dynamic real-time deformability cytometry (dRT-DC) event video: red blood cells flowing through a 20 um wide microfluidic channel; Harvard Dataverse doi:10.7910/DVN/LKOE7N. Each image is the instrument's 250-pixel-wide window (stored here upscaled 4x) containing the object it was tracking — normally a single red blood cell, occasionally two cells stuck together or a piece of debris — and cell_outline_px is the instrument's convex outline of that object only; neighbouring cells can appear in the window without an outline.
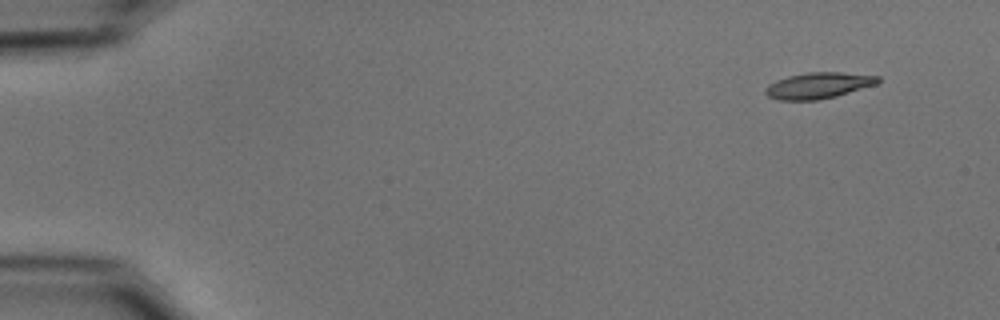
{"species": "common noctule bat (a hibernating species)", "species_latin": "Nyctalus noctula", "temperature_condition": "cold", "stored_images_in_passage": 51, "camera_frame_rate_fps": 3000, "um_per_image_px": 0.085, "animal": {"sex": "male", "body_mass_g": 15.6}, "frame": {"image": 1, "passage_image": 1, "time_ms": 0.0, "image_size_px": [1000, 320], "cell_outline_px": [[880, 80], [876, 84], [836, 96], [816, 100], [780, 100], [768, 96], [764, 92], [764, 88], [768, 84], [776, 80], [788, 76], [808, 72], [840, 72], [880, 76]], "centroid_in_image_um": [69.53, 7.26], "position_along_channel_um": 15.5, "area_um2": 17.05}}
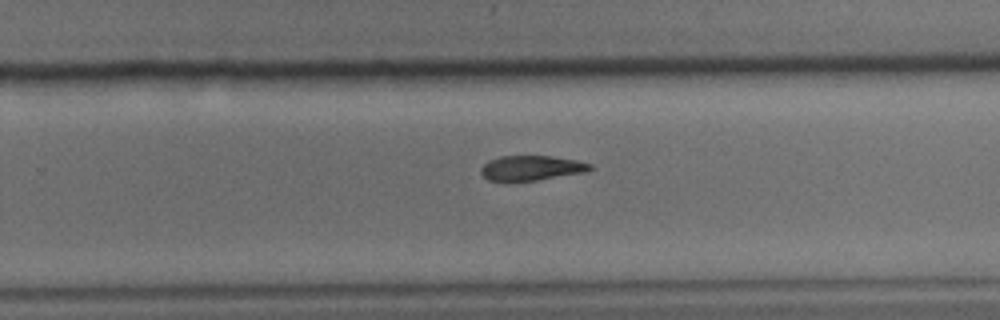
{"frame": {"image": 2, "passage_image": 32, "time_ms": 10.333, "image_size_px": [1000, 320], "cell_outline_px": [[592, 168], [584, 172], [512, 184], [508, 184], [488, 180], [480, 172], [480, 168], [488, 160], [500, 156], [552, 156], [576, 160], [592, 164]], "centroid_in_image_um": [45.07, 14.31], "position_along_channel_um": 284.7, "area_um2": 16.3}}
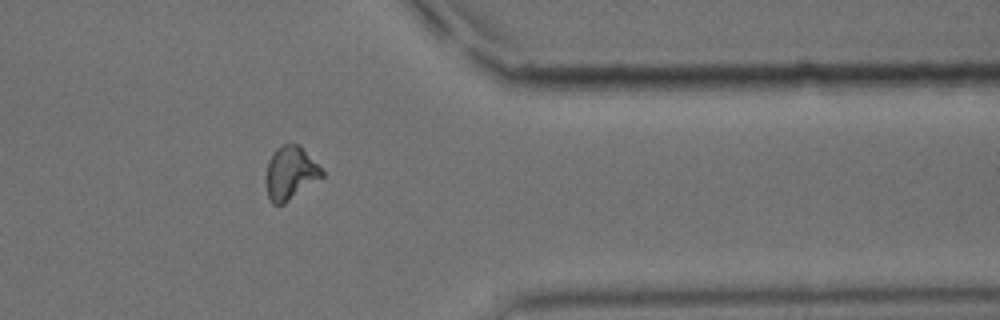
{"frame": {"image": 3, "passage_image": 41, "time_ms": 13.333, "image_size_px": [1000, 320], "cell_outline_px": [[324, 176], [284, 204], [272, 204], [268, 196], [264, 180], [268, 160], [272, 152], [280, 144], [300, 144], [324, 172]], "centroid_in_image_um": [24.65, 14.7], "position_along_channel_um": 386.8, "area_um2": 17.63}, "authors_computed_cell_mechanics": {"area_um2": 17.2822, "velocity_mm_per_s": 3.7448, "shape_relaxation_time_tau1_ms": 3.5826, "shape_relaxation_time_tau2_ms": 7.9083, "deformation_change_tau1": 0.151, "deformation_change_tau2": 0.1721}}